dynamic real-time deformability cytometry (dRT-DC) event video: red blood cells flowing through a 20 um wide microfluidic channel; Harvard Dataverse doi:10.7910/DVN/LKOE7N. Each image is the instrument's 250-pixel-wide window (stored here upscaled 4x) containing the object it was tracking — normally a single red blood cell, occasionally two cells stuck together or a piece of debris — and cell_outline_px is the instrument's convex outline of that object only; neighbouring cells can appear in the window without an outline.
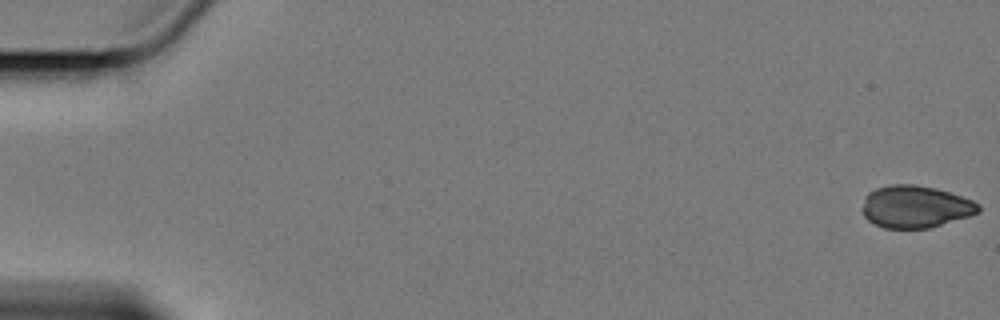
{"species": "Egyptian fruit bat (a non-hibernating species)", "species_latin": "Rousettus aegyptiacus", "temperature_condition": "cold", "stored_images_in_passage": 59, "camera_frame_rate_fps": 3000, "um_per_image_px": 0.085, "animal": {"sex": "female"}, "frame": {"image": 1, "passage_image": 1, "time_ms": 0.0, "image_size_px": [1000, 320], "cell_outline_px": [[980, 212], [968, 216], [928, 228], [884, 228], [868, 220], [864, 216], [864, 196], [868, 192], [876, 188], [888, 184], [916, 184], [936, 188], [972, 200], [980, 204]], "centroid_in_image_um": [77.8, 17.55], "position_along_channel_um": 7.2, "area_um2": 28.44}}
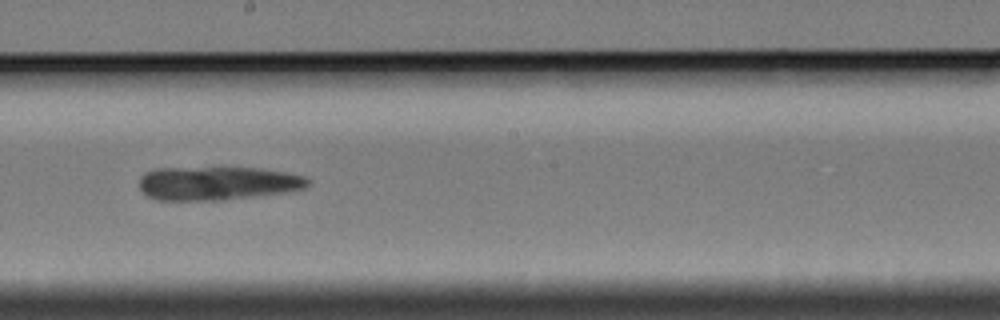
{"frame": {"image": 2, "passage_image": 34, "time_ms": 11.0, "image_size_px": [1000, 320], "cell_outline_px": [[312, 184], [304, 188], [292, 192], [224, 200], [156, 200], [144, 196], [140, 188], [140, 176], [144, 172], [156, 168], [260, 168], [284, 172], [304, 176], [312, 180]], "centroid_in_image_um": [18.51, 15.59], "position_along_channel_um": 229.7, "area_um2": 33.58}}
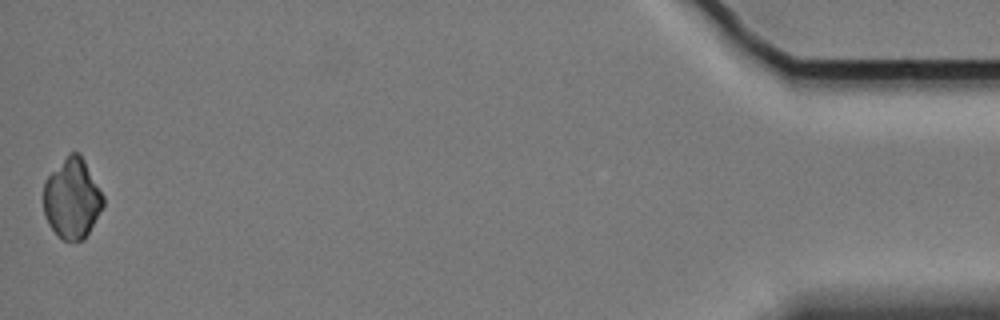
{"frame": {"image": 3, "passage_image": 59, "time_ms": 19.333, "image_size_px": [1000, 320], "cell_outline_px": [[104, 204], [84, 240], [64, 240], [48, 224], [44, 216], [44, 180], [68, 152], [80, 152], [104, 196]], "centroid_in_image_um": [6.12, 16.84], "position_along_channel_um": 429.1, "area_um2": 27.8}}